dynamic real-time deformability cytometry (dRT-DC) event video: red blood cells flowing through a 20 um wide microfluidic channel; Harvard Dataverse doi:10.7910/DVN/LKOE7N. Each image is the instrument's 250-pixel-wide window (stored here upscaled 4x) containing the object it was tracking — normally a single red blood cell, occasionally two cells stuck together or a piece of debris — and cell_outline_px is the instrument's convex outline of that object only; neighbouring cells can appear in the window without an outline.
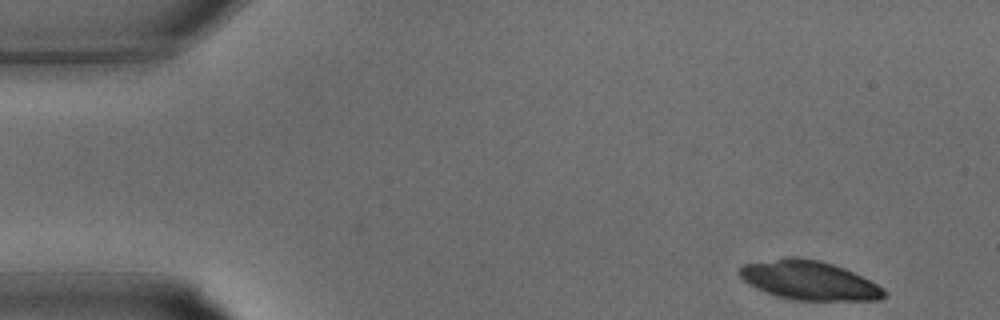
{"species": "common noctule bat (a hibernating species)", "species_latin": "Nyctalus noctula", "temperature_condition": "warm", "stored_images_in_passage": 9, "camera_frame_rate_fps": 3000, "um_per_image_px": 0.085, "animal": {"sex": "male", "body_mass_g": 15.6}, "frame": {"image": 1, "passage_image": 1, "time_ms": 0.0, "image_size_px": [1000, 320], "cell_outline_px": [[888, 296], [876, 300], [796, 300], [776, 296], [756, 288], [748, 284], [736, 272], [744, 264], [788, 256], [796, 256], [820, 260], [844, 268], [876, 284]], "centroid_in_image_um": [68.72, 23.82], "position_along_channel_um": 16.3, "area_um2": 32.71}}